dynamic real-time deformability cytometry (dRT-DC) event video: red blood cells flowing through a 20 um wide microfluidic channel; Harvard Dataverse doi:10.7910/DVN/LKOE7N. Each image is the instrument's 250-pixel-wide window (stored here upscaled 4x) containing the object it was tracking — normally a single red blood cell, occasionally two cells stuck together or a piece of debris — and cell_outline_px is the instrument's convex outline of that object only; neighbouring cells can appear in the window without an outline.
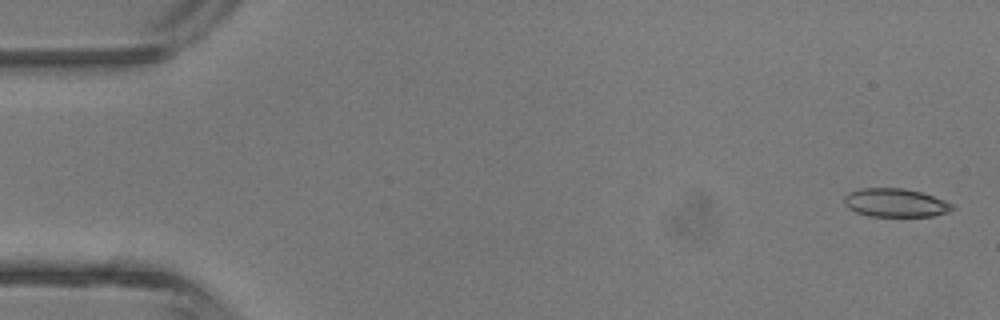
{"species": "common noctule bat (a hibernating species)", "species_latin": "Nyctalus noctula", "temperature_condition": "room temperature", "stored_images_in_passage": 4, "camera_frame_rate_fps": 3000, "um_per_image_px": 0.085, "animal": {"sex": "male", "body_mass_g": 13.3}, "frame": {"image": 1, "passage_image": 1, "time_ms": 0.0, "image_size_px": [1000, 320], "cell_outline_px": [[956, 208], [948, 212], [932, 216], [868, 216], [856, 212], [848, 208], [844, 204], [844, 196], [848, 192], [860, 188], [904, 188], [920, 192], [956, 204]], "centroid_in_image_um": [76.11, 17.23], "position_along_channel_um": 8.9, "area_um2": 18.09}}
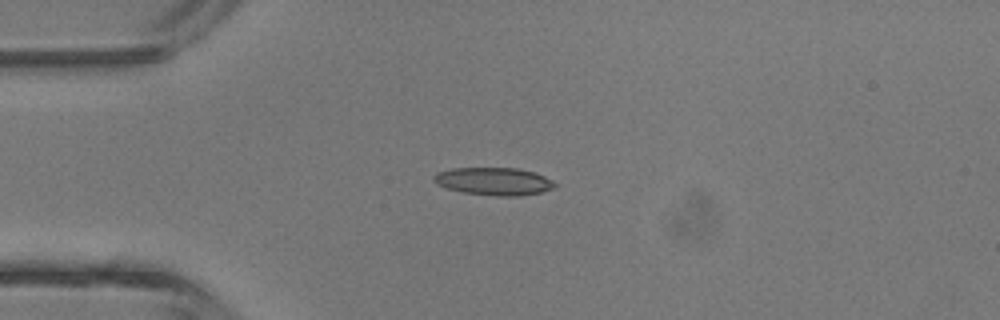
{"frame": {"image": 2, "passage_image": 4, "time_ms": 3.333, "image_size_px": [1000, 320], "cell_outline_px": [[556, 184], [552, 188], [540, 192], [520, 196], [496, 196], [464, 192], [448, 188], [436, 184], [432, 180], [432, 176], [436, 172], [452, 168], [516, 168], [536, 172], [552, 180]], "centroid_in_image_um": [41.95, 15.4], "position_along_channel_um": 43.1, "area_um2": 19.54}}